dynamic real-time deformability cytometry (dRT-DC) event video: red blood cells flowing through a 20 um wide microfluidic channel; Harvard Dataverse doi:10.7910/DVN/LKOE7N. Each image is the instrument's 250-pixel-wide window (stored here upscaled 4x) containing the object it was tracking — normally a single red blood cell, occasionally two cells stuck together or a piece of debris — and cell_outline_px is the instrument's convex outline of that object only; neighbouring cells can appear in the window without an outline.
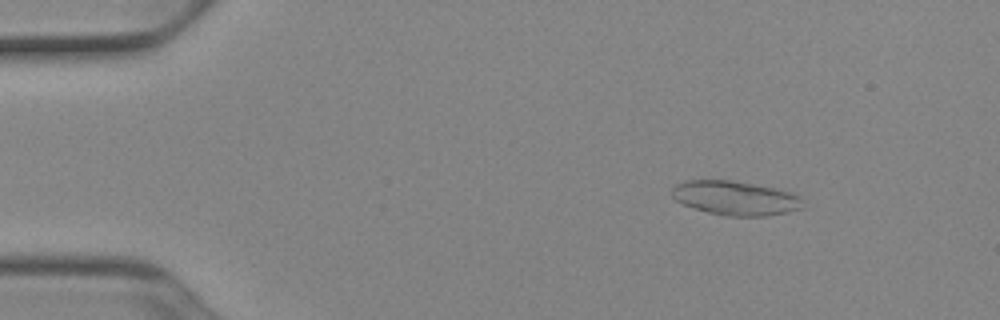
{"species": "Egyptian fruit bat (a non-hibernating species)", "species_latin": "Rousettus aegyptiacus", "temperature_condition": "cold", "stored_images_in_passage": 50, "camera_frame_rate_fps": 3000, "um_per_image_px": 0.085, "animal": {"sex": "female"}, "frame": {"image": 1, "passage_image": 6, "time_ms": 1.667, "image_size_px": [1000, 320], "cell_outline_px": [[800, 208], [788, 212], [764, 216], [728, 216], [708, 212], [684, 204], [676, 200], [672, 196], [672, 188], [676, 184], [688, 180], [732, 180], [776, 188], [792, 192], [800, 196]], "centroid_in_image_um": [62.49, 16.82], "position_along_channel_um": 22.5, "area_um2": 25.84}}
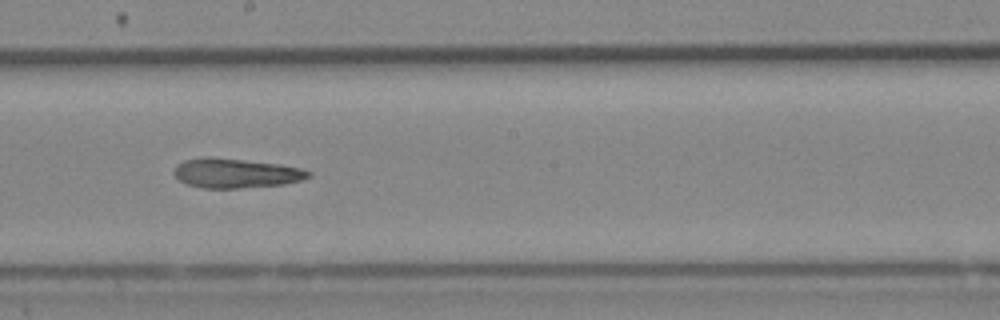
{"frame": {"image": 2, "passage_image": 28, "time_ms": 9.0, "image_size_px": [1000, 320], "cell_outline_px": [[312, 176], [300, 180], [284, 184], [240, 188], [204, 188], [184, 184], [172, 172], [176, 164], [184, 160], [204, 156], [208, 156], [280, 164], [300, 168], [312, 172]], "centroid_in_image_um": [20.01, 14.71], "position_along_channel_um": 228.2, "area_um2": 23.29}}
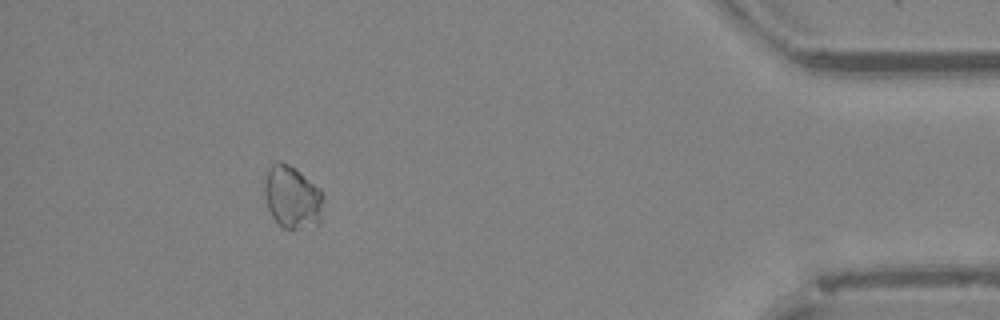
{"frame": {"image": 3, "passage_image": 46, "time_ms": 15.0, "image_size_px": [1000, 320], "cell_outline_px": [[320, 220], [316, 228], [284, 228], [272, 216], [268, 208], [264, 196], [264, 180], [272, 164], [276, 160], [280, 160], [296, 168], [320, 188]], "centroid_in_image_um": [24.81, 16.74], "position_along_channel_um": 410.4, "area_um2": 21.33}, "authors_computed_cell_mechanics": {"area_um2": 23.6113, "velocity_mm_per_s": 3.9241, "shape_relaxation_time_tau1_ms": null, "shape_relaxation_time_tau2_ms": 6.8053, "deformation_change_tau1": null, "deformation_change_tau2": 0.1197}}